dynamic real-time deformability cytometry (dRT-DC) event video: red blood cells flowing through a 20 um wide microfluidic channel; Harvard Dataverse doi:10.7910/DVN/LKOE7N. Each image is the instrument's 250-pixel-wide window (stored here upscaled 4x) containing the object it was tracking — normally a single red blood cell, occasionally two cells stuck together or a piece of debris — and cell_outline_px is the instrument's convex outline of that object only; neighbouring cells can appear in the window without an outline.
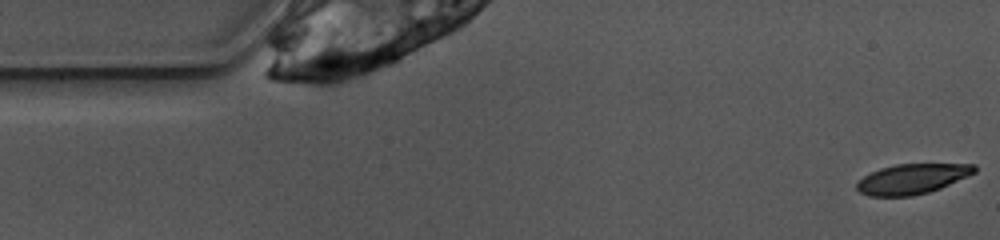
{"species": "common noctule bat (a hibernating species)", "species_latin": "Nyctalus noctula", "temperature_condition": "warm", "stored_images_in_passage": 7, "camera_frame_rate_fps": 3000, "um_per_image_px": 0.085, "animal": {"sex": "female", "body_mass_g": 10.0, "forearm_length_mm": 53.1}, "frame": {"image": 1, "passage_image": 1, "time_ms": 0.0, "image_size_px": [1000, 240], "cell_outline_px": [[976, 172], [968, 176], [940, 188], [928, 192], [912, 196], [868, 196], [860, 192], [856, 188], [856, 184], [864, 176], [880, 168], [896, 164], [976, 164]], "centroid_in_image_um": [77.53, 15.2], "position_along_channel_um": 7.5, "area_um2": 20.52}}